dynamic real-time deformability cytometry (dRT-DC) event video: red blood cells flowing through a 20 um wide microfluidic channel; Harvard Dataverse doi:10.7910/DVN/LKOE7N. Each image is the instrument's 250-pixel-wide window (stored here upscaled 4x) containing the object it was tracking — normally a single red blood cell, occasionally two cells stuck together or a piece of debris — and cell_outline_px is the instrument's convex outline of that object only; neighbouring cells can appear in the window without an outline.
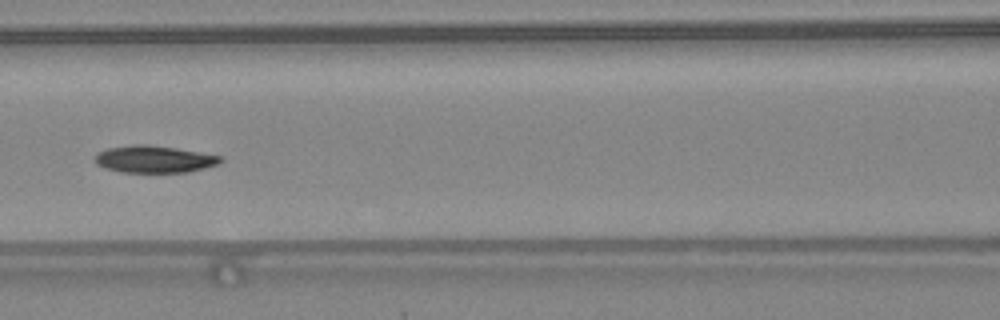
{"species": "common noctule bat (a hibernating species)", "species_latin": "Nyctalus noctula", "temperature_condition": "warm", "stored_images_in_passage": 47, "camera_frame_rate_fps": 3000, "um_per_image_px": 0.085, "animal": {"sex": "female", "body_mass_g": 24.6, "forearm_length_mm": 56.2}, "frame": {"image": 1, "passage_image": 21, "time_ms": 6.667, "image_size_px": [1000, 320], "cell_outline_px": [[224, 160], [220, 164], [188, 172], [124, 172], [104, 168], [96, 164], [96, 152], [108, 148], [136, 144], [144, 144], [176, 148], [224, 156]], "centroid_in_image_um": [13.15, 13.53], "position_along_channel_um": 153.4, "area_um2": 19.88}, "authors_computed_cell_mechanics": {"area_um2": 19.5364, "velocity_mm_per_s": 4.3609, "shape_relaxation_time_tau1_ms": 5.408, "shape_relaxation_time_tau2_ms": null, "deformation_change_tau1": 0.1316, "deformation_change_tau2": null}}